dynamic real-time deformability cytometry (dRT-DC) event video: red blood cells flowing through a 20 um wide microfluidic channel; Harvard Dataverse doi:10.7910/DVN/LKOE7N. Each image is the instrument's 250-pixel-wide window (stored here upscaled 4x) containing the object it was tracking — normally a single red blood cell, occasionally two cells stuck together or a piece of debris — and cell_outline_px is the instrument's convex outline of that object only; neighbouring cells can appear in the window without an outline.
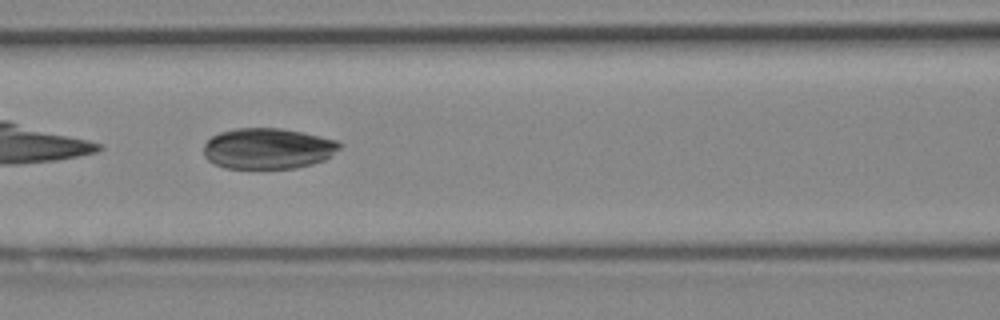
{"species": "Egyptian fruit bat (a non-hibernating species)", "species_latin": "Rousettus aegyptiacus", "temperature_condition": "cold", "stored_images_in_passage": 9, "camera_frame_rate_fps": 3000, "um_per_image_px": 0.085, "animal": {"sex": "female"}, "frame": {"image": 1, "passage_image": 6, "time_ms": 1.667, "image_size_px": [1000, 320], "cell_outline_px": [[344, 144], [332, 156], [324, 160], [312, 164], [296, 168], [224, 168], [208, 160], [204, 156], [204, 144], [212, 136], [220, 132], [236, 128], [280, 128], [304, 132], [336, 140]], "centroid_in_image_um": [22.8, 12.62], "position_along_channel_um": 143.8, "area_um2": 32.54}}
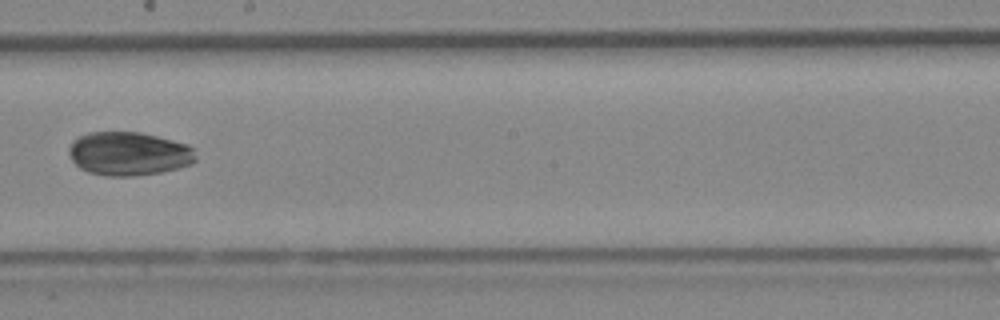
{"frame": {"image": 2, "passage_image": 8, "time_ms": 2.333, "image_size_px": [1000, 320], "cell_outline_px": [[196, 160], [192, 164], [180, 168], [160, 172], [132, 176], [108, 176], [88, 172], [80, 168], [72, 160], [68, 152], [68, 148], [72, 140], [88, 132], [140, 132], [188, 144], [192, 148], [196, 156]], "centroid_in_image_um": [10.94, 13.06], "position_along_channel_um": 237.3, "area_um2": 32.37}}
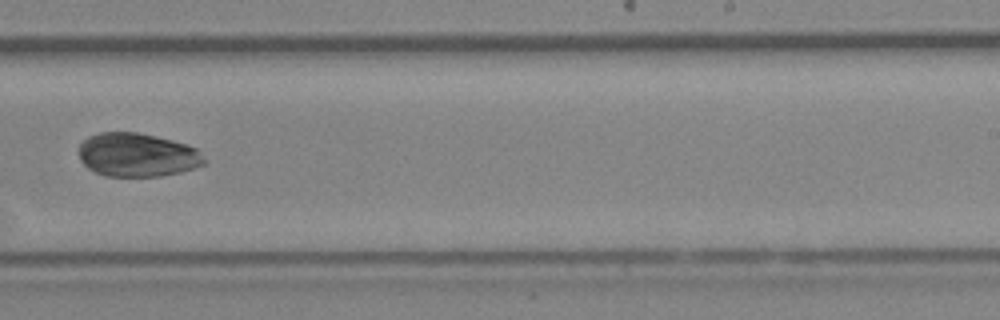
{"frame": {"image": 3, "passage_image": 9, "time_ms": 2.667, "image_size_px": [1000, 320], "cell_outline_px": [[208, 160], [204, 164], [180, 172], [160, 176], [104, 176], [88, 168], [80, 160], [80, 144], [88, 136], [100, 132], [136, 132], [156, 136], [172, 140], [196, 148]], "centroid_in_image_um": [11.67, 13.16], "position_along_channel_um": 277.3, "area_um2": 31.85}}